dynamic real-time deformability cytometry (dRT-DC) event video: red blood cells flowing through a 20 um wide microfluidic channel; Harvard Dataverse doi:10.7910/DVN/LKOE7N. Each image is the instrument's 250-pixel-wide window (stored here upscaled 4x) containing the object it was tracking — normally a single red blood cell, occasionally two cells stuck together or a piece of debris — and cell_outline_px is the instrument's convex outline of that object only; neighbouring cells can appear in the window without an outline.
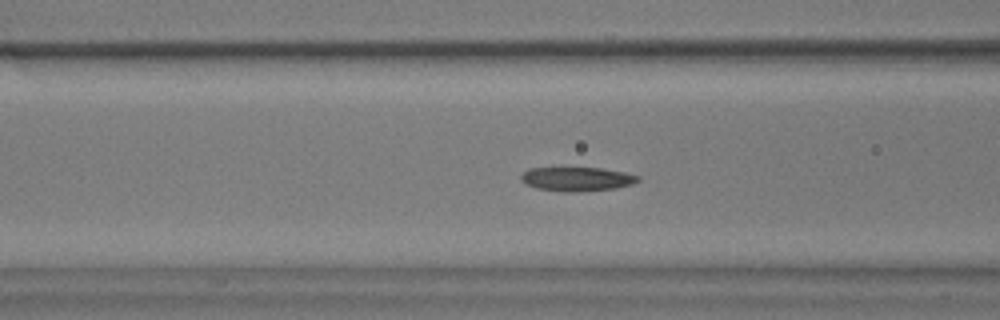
{"species": "common noctule bat (a hibernating species)", "species_latin": "Nyctalus noctula", "temperature_condition": "warm", "stored_images_in_passage": 46, "segment_of_instrument_passage": [1, 2], "camera_frame_rate_fps": 3000, "um_per_image_px": 0.085, "animal": {"sex": "male", "body_mass_g": 17.9}, "frame": {"image": 1, "passage_image": 10, "time_ms": 3.0, "image_size_px": [1000, 320], "cell_outline_px": [[640, 180], [632, 184], [616, 188], [572, 192], [560, 192], [536, 188], [524, 184], [520, 180], [520, 176], [528, 168], [600, 168], [624, 172], [640, 176]], "centroid_in_image_um": [49.0, 15.22], "position_along_channel_um": 117.6, "area_um2": 16.47}}
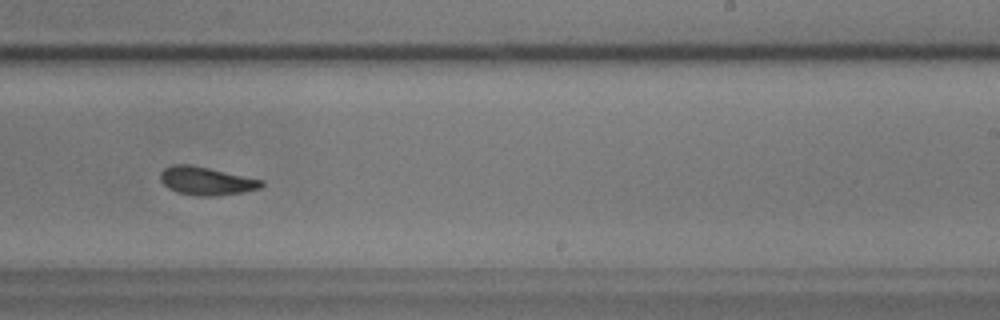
{"frame": {"image": 2, "passage_image": 23, "time_ms": 7.333, "image_size_px": [1000, 320], "cell_outline_px": [[264, 184], [260, 188], [244, 192], [216, 196], [196, 196], [176, 192], [168, 188], [160, 180], [160, 172], [164, 168], [172, 164], [188, 164], [208, 168], [264, 180]], "centroid_in_image_um": [17.52, 15.39], "position_along_channel_um": 271.5, "area_um2": 16.7}}
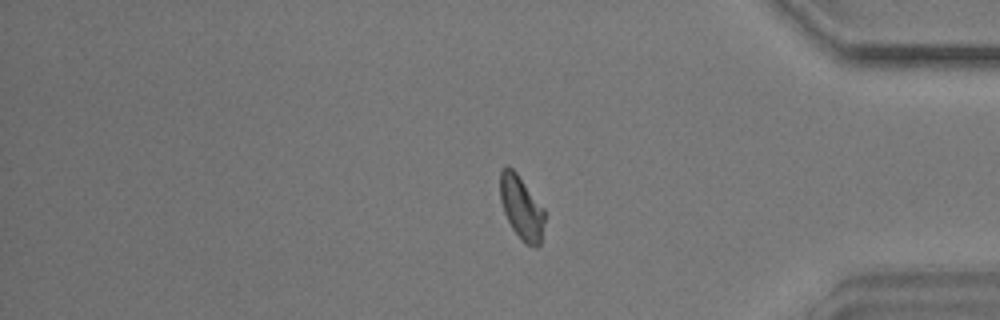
{"frame": {"image": 3, "passage_image": 35, "time_ms": 11.333, "image_size_px": [1000, 320], "cell_outline_px": [[544, 220], [540, 244], [536, 248], [524, 244], [512, 228], [504, 212], [500, 200], [500, 168], [504, 164], [508, 164], [516, 172], [544, 208]], "centroid_in_image_um": [44.3, 17.62], "position_along_channel_um": 390.9, "area_um2": 16.59}}